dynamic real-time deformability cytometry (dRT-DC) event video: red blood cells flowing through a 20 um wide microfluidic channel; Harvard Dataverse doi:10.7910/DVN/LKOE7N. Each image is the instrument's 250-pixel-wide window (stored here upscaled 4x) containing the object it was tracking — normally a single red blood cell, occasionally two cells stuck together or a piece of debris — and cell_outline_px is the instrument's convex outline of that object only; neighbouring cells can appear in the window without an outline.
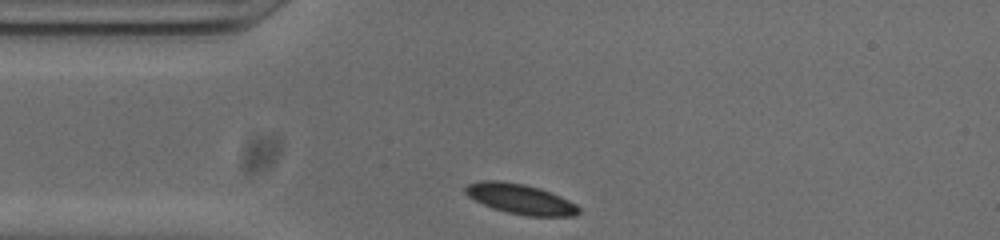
{"species": "common noctule bat (a hibernating species)", "species_latin": "Nyctalus noctula", "temperature_condition": "cold", "stored_images_in_passage": 30, "camera_frame_rate_fps": 3000, "um_per_image_px": 0.085, "animal": {"sex": "male", "body_mass_g": 20.0, "forearm_length_mm": 53.3}, "frame": {"image": 1, "passage_image": 1, "time_ms": 0.0, "image_size_px": [1000, 240], "cell_outline_px": [[580, 212], [576, 216], [528, 216], [508, 212], [492, 208], [468, 196], [464, 192], [464, 188], [468, 184], [480, 180], [500, 180], [524, 184], [540, 188], [560, 196], [576, 204], [580, 208]], "centroid_in_image_um": [44.24, 16.91], "position_along_channel_um": 40.8, "area_um2": 19.88}}
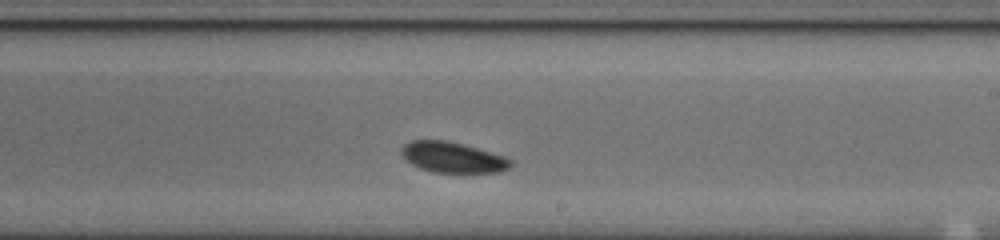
{"frame": {"image": 2, "passage_image": 19, "time_ms": 6.0, "image_size_px": [1000, 240], "cell_outline_px": [[512, 164], [508, 168], [500, 172], [432, 172], [420, 168], [412, 164], [400, 152], [400, 148], [404, 144], [412, 140], [444, 140], [476, 148], [504, 156], [512, 160]], "centroid_in_image_um": [38.46, 13.37], "position_along_channel_um": 250.5, "area_um2": 19.19}}
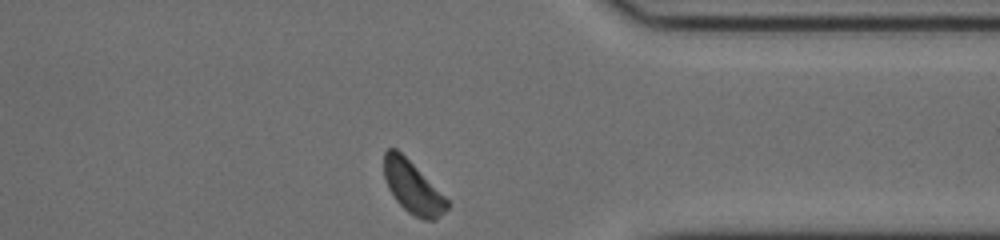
{"frame": {"image": 3, "passage_image": 30, "time_ms": 9.667, "image_size_px": [1000, 240], "cell_outline_px": [[448, 208], [436, 220], [424, 220], [408, 212], [396, 200], [388, 188], [384, 176], [384, 152], [388, 148], [396, 148], [448, 200]], "centroid_in_image_um": [35.05, 15.94], "position_along_channel_um": 376.3, "area_um2": 18.67}, "authors_computed_cell_mechanics": {"area_um2": 19.8254, "velocity_mm_per_s": 3.7692, "shape_relaxation_time_tau1_ms": 1.0688, "shape_relaxation_time_tau2_ms": null, "deformation_change_tau1": 0.0448, "deformation_change_tau2": null}}